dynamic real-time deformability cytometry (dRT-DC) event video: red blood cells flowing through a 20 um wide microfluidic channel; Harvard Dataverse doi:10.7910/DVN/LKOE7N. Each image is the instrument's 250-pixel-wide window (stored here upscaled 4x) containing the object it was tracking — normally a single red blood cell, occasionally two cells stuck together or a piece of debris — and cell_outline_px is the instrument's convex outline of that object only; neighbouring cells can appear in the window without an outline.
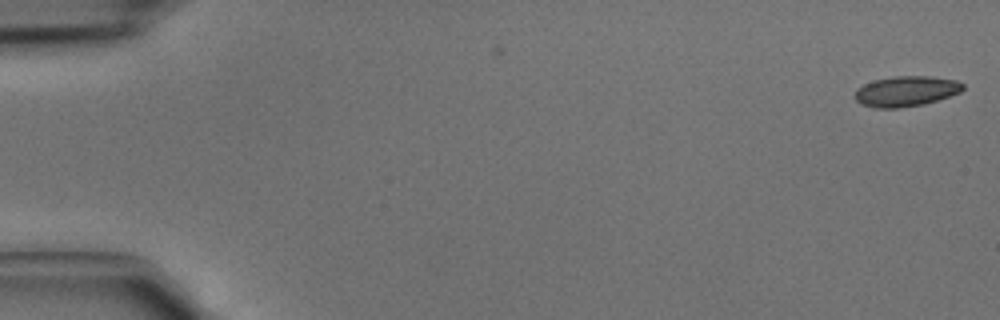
{"species": "common noctule bat (a hibernating species)", "species_latin": "Nyctalus noctula", "temperature_condition": "cold", "stored_images_in_passage": 5, "camera_frame_rate_fps": 3000, "um_per_image_px": 0.085, "animal": {"sex": "male", "body_mass_g": 15.6}, "frame": {"image": 1, "passage_image": 1, "time_ms": 0.0, "image_size_px": [1000, 320], "cell_outline_px": [[964, 88], [960, 92], [924, 104], [896, 108], [872, 108], [856, 100], [856, 88], [864, 84], [876, 80], [892, 76], [932, 76], [956, 80], [964, 84]], "centroid_in_image_um": [77.02, 7.74], "position_along_channel_um": 8.0, "area_um2": 18.96}}
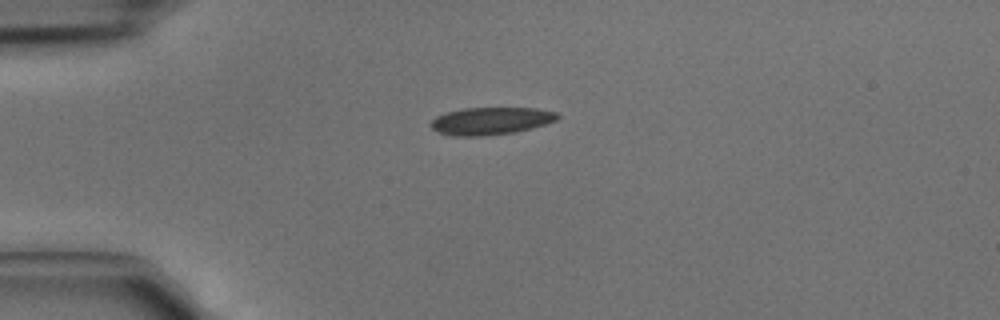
{"frame": {"image": 2, "passage_image": 4, "time_ms": 1.0, "image_size_px": [1000, 320], "cell_outline_px": [[560, 116], [556, 120], [532, 128], [516, 132], [480, 136], [448, 136], [432, 128], [428, 124], [436, 116], [448, 112], [464, 108], [536, 108], [556, 112]], "centroid_in_image_um": [41.7, 10.28], "position_along_channel_um": 43.3, "area_um2": 20.23}}